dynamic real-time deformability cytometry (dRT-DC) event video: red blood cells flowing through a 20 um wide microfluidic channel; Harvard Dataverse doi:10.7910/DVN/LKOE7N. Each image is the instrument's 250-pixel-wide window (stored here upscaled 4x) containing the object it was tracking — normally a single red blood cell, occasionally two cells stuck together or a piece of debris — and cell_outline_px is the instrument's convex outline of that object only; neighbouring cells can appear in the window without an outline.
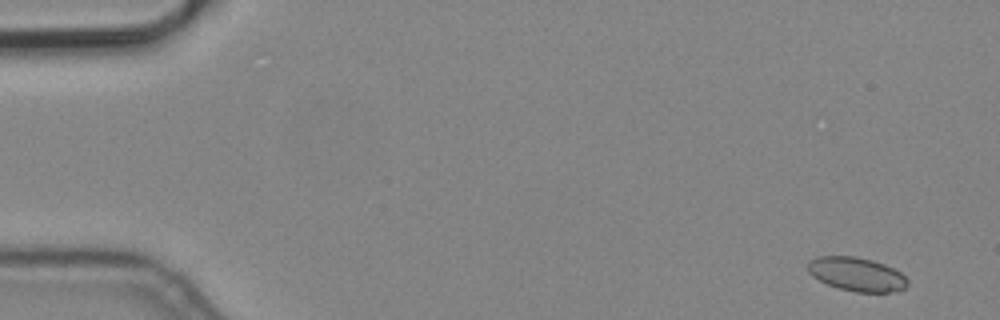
{"species": "common noctule bat (a hibernating species)", "species_latin": "Nyctalus noctula", "temperature_condition": "cold", "stored_images_in_passage": 4, "camera_frame_rate_fps": 3000, "um_per_image_px": 0.085, "animal": {"sex": "male", "body_mass_g": 19.2, "forearm_length_mm": 51.8}, "frame": {"image": 1, "passage_image": 1, "time_ms": 0.0, "image_size_px": [1000, 320], "cell_outline_px": [[908, 284], [904, 288], [896, 292], [856, 292], [840, 288], [828, 284], [812, 276], [808, 272], [808, 260], [816, 256], [856, 256], [872, 260], [884, 264], [900, 272], [908, 280]], "centroid_in_image_um": [72.81, 23.3], "position_along_channel_um": 12.2, "area_um2": 19.65}}
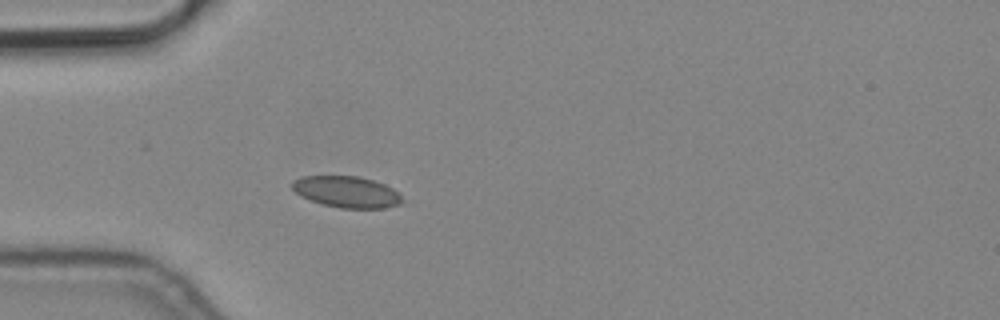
{"frame": {"image": 2, "passage_image": 4, "time_ms": 1.0, "image_size_px": [1000, 320], "cell_outline_px": [[400, 204], [384, 208], [340, 208], [320, 204], [300, 196], [288, 184], [292, 180], [304, 176], [356, 176], [372, 180], [384, 184], [392, 188], [400, 196]], "centroid_in_image_um": [29.38, 16.31], "position_along_channel_um": 55.6, "area_um2": 20.06}}